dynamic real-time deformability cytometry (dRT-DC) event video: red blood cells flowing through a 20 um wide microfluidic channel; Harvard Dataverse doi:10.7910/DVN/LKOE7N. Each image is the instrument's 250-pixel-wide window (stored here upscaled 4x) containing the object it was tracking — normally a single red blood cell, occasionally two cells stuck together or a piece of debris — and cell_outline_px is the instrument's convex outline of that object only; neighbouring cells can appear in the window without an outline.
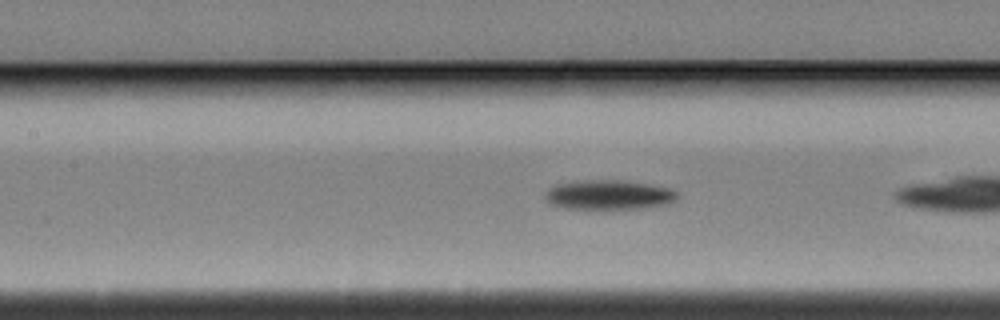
{"species": "Egyptian fruit bat (a non-hibernating species)", "species_latin": "Rousettus aegyptiacus", "temperature_condition": "cold", "stored_images_in_passage": 30, "camera_frame_rate_fps": 3000, "um_per_image_px": 0.085, "animal": {"sex": "female"}, "frame": {"image": 1, "passage_image": 9, "time_ms": 2.667, "image_size_px": [1000, 320], "cell_outline_px": [[680, 196], [676, 200], [668, 204], [644, 208], [568, 208], [548, 204], [544, 196], [548, 188], [556, 184], [588, 180], [620, 180], [652, 184], [672, 188], [680, 192]], "centroid_in_image_um": [51.82, 16.55], "position_along_channel_um": 155.6, "area_um2": 22.95}, "authors_computed_cell_mechanics": {"area_um2": 22.8021, "velocity_mm_per_s": 3.4497, "shape_relaxation_time_tau1_ms": 1.533, "shape_relaxation_time_tau2_ms": null, "deformation_change_tau1": 0.0894, "deformation_change_tau2": null}}